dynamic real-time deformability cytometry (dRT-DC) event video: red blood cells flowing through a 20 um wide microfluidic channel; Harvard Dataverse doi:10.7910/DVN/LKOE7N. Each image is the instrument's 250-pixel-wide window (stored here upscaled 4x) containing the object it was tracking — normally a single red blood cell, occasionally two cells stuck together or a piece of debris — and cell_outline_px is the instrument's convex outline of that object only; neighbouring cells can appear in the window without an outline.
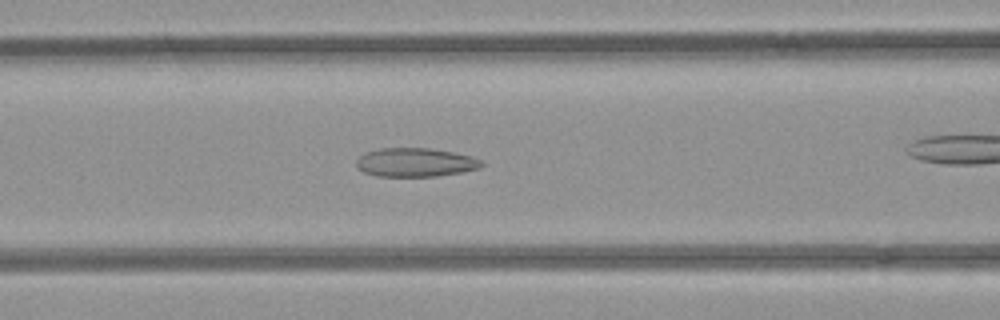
{"species": "common noctule bat (a hibernating species)", "species_latin": "Nyctalus noctula", "temperature_condition": "room temperature", "stored_images_in_passage": 41, "camera_frame_rate_fps": 3000, "um_per_image_px": 0.085, "animal": {"sex": "female", "body_mass_g": 21.9}, "frame": {"image": 1, "passage_image": 21, "time_ms": 6.667, "image_size_px": [1000, 320], "cell_outline_px": [[484, 164], [480, 168], [460, 172], [436, 176], [376, 176], [364, 172], [356, 168], [356, 160], [360, 156], [368, 152], [380, 148], [428, 148], [452, 152], [472, 156], [480, 160]], "centroid_in_image_um": [35.29, 13.8], "position_along_channel_um": 131.3, "area_um2": 20.87}}
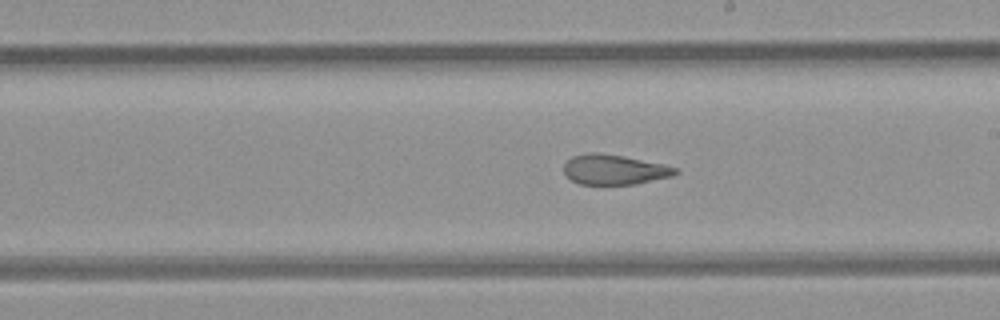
{"frame": {"image": 2, "passage_image": 29, "time_ms": 9.333, "image_size_px": [1000, 320], "cell_outline_px": [[680, 172], [672, 176], [636, 184], [580, 184], [572, 180], [564, 172], [564, 164], [572, 156], [592, 152], [596, 152], [624, 156], [664, 164], [676, 168]], "centroid_in_image_um": [52.23, 14.41], "position_along_channel_um": 236.8, "area_um2": 19.42}}
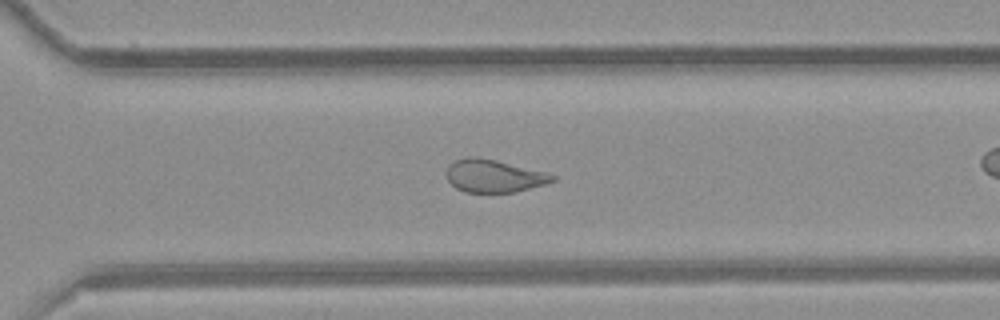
{"frame": {"image": 3, "passage_image": 36, "time_ms": 11.667, "image_size_px": [1000, 320], "cell_outline_px": [[556, 180], [544, 184], [516, 192], [464, 192], [456, 188], [448, 180], [448, 164], [456, 160], [472, 156], [476, 156], [496, 160], [544, 172], [556, 176]], "centroid_in_image_um": [41.97, 14.96], "position_along_channel_um": 328.6, "area_um2": 19.94}}